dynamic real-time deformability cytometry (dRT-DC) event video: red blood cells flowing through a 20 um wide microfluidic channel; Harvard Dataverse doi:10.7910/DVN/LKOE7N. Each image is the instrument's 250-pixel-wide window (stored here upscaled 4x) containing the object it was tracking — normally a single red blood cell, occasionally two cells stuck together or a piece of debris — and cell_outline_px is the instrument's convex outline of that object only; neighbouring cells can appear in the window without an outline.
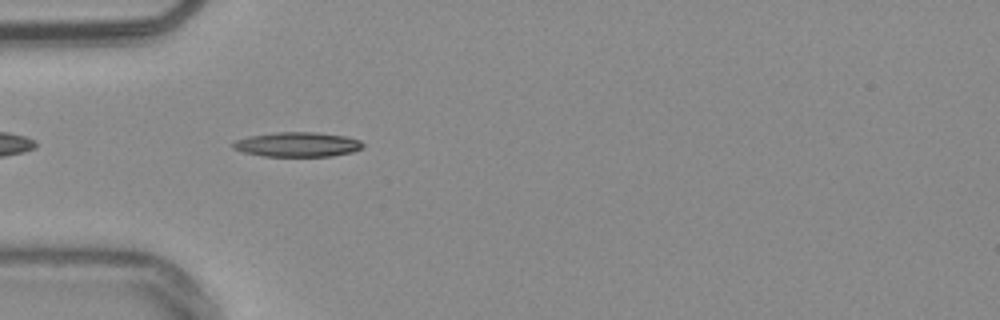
{"species": "common noctule bat (a hibernating species)", "species_latin": "Nyctalus noctula", "temperature_condition": "warm", "stored_images_in_passage": 16, "camera_frame_rate_fps": 3000, "um_per_image_px": 0.085, "animal": {"sex": "male", "body_mass_g": 20.4}, "frame": {"image": 1, "passage_image": 3, "time_ms": 0.667, "image_size_px": [1000, 320], "cell_outline_px": [[364, 148], [352, 152], [332, 156], [264, 156], [244, 152], [232, 148], [232, 144], [236, 140], [248, 136], [276, 132], [316, 132], [344, 136], [360, 140], [364, 144]], "centroid_in_image_um": [25.3, 12.28], "position_along_channel_um": 59.7, "area_um2": 18.67}}
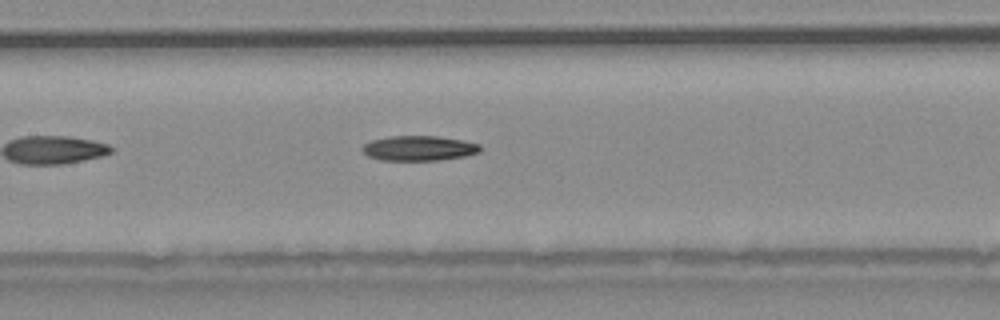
{"frame": {"image": 2, "passage_image": 12, "time_ms": 3.667, "image_size_px": [1000, 320], "cell_outline_px": [[480, 152], [464, 156], [440, 160], [380, 160], [368, 156], [360, 148], [364, 144], [372, 140], [392, 136], [436, 136], [460, 140], [480, 144]], "centroid_in_image_um": [35.58, 12.6], "position_along_channel_um": 171.8, "area_um2": 16.99}}